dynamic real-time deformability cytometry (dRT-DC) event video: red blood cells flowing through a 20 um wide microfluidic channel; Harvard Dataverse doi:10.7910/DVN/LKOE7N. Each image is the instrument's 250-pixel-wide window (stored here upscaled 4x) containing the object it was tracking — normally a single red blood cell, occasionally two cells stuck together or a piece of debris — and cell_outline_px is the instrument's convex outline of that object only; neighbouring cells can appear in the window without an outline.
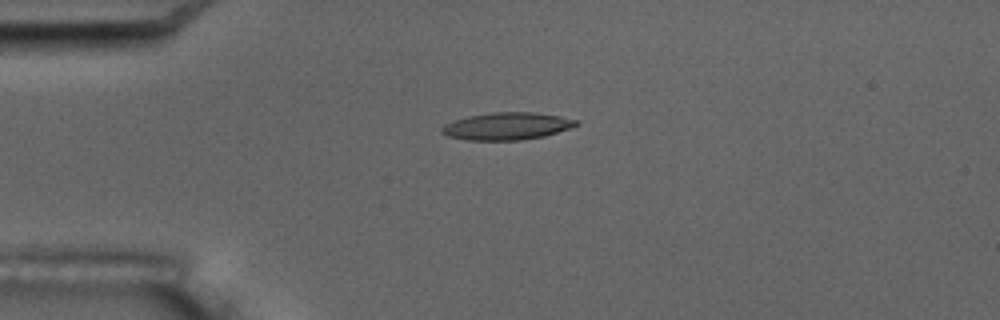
{"species": "common noctule bat (a hibernating species)", "species_latin": "Nyctalus noctula", "temperature_condition": "room temperature", "stored_images_in_passage": 6, "camera_frame_rate_fps": 3000, "um_per_image_px": 0.085, "animal": {"sex": "male", "body_mass_g": 17.5, "forearm_length_mm": 52.3}, "frame": {"image": 1, "passage_image": 4, "time_ms": 3.667, "image_size_px": [1000, 320], "cell_outline_px": [[580, 124], [572, 128], [544, 136], [524, 140], [468, 140], [448, 136], [440, 132], [440, 128], [444, 124], [468, 116], [492, 112], [536, 112], [560, 116], [580, 120]], "centroid_in_image_um": [43.14, 10.72], "position_along_channel_um": 41.9, "area_um2": 21.62}}